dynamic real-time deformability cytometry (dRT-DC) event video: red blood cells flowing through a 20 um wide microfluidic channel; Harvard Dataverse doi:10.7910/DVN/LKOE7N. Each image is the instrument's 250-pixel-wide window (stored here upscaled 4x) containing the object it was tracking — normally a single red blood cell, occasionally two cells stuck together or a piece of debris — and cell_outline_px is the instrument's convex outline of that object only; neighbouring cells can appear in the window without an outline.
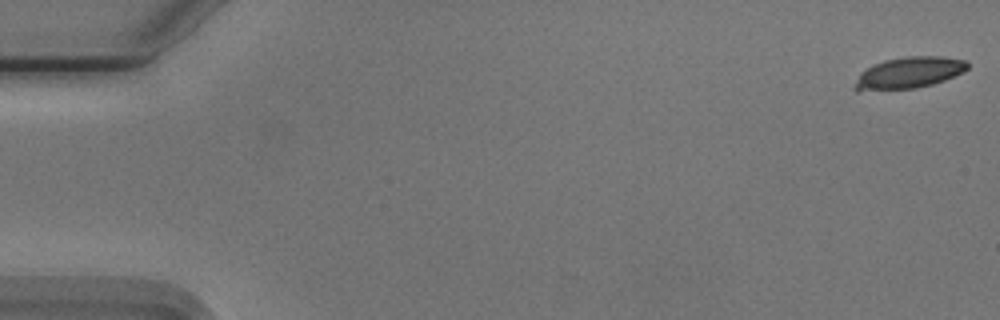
{"species": "Egyptian fruit bat (a non-hibernating species)", "species_latin": "Rousettus aegyptiacus", "temperature_condition": "cold", "stored_images_in_passage": 39, "camera_frame_rate_fps": 3000, "um_per_image_px": 0.085, "animal": {"sex": "male"}, "frame": {"image": 1, "passage_image": 1, "time_ms": 0.0, "image_size_px": [1000, 320], "cell_outline_px": [[968, 68], [964, 72], [944, 80], [932, 84], [916, 88], [856, 92], [852, 88], [860, 72], [872, 64], [884, 60], [904, 56], [940, 56], [968, 60]], "centroid_in_image_um": [77.21, 6.19], "position_along_channel_um": 7.8, "area_um2": 21.1}}
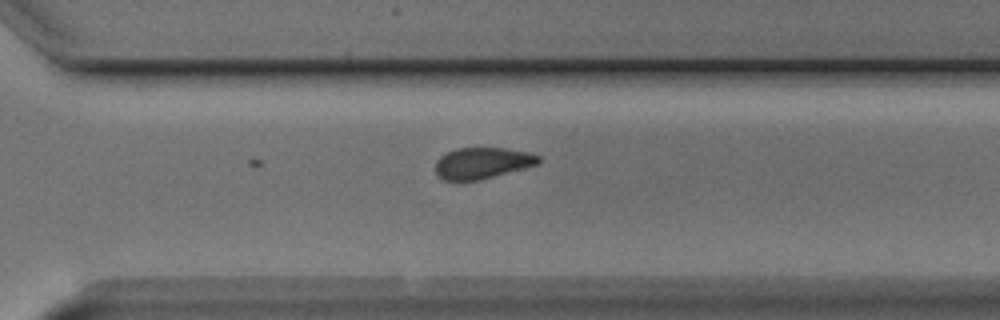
{"frame": {"image": 2, "passage_image": 39, "time_ms": 12.667, "image_size_px": [1000, 320], "cell_outline_px": [[540, 164], [480, 180], [444, 180], [436, 176], [436, 160], [440, 156], [456, 148], [504, 148], [528, 152], [540, 156]], "centroid_in_image_um": [41.0, 13.86], "position_along_channel_um": 329.6, "area_um2": 18.84}}